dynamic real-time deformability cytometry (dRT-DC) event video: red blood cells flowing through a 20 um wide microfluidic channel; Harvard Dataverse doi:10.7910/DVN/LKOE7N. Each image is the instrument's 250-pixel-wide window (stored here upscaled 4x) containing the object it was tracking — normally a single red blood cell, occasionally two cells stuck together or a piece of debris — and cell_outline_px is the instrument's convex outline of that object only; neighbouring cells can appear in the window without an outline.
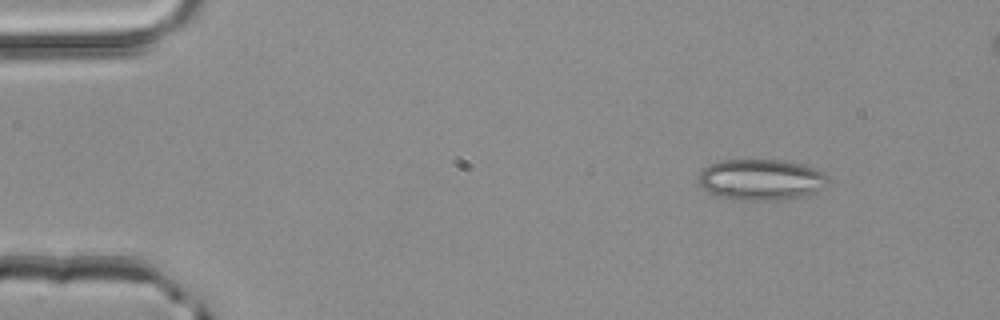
{"species": "common noctule bat (a hibernating species)", "species_latin": "Nyctalus noctula", "temperature_condition": "room temperature", "stored_images_in_passage": 4, "camera_frame_rate_fps": 3000, "um_per_image_px": 0.085, "animal": {"sex": "male", "body_mass_g": 20.4}, "frame": {"image": 1, "passage_image": 1, "time_ms": 0.0, "image_size_px": [1000, 320], "cell_outline_px": [[832, 180], [808, 196], [776, 200], [732, 200], [716, 196], [708, 192], [700, 184], [700, 172], [708, 164], [720, 160], [780, 160], [800, 164], [816, 168], [824, 172]], "centroid_in_image_um": [64.71, 15.28], "position_along_channel_um": 20.3, "area_um2": 31.21}}
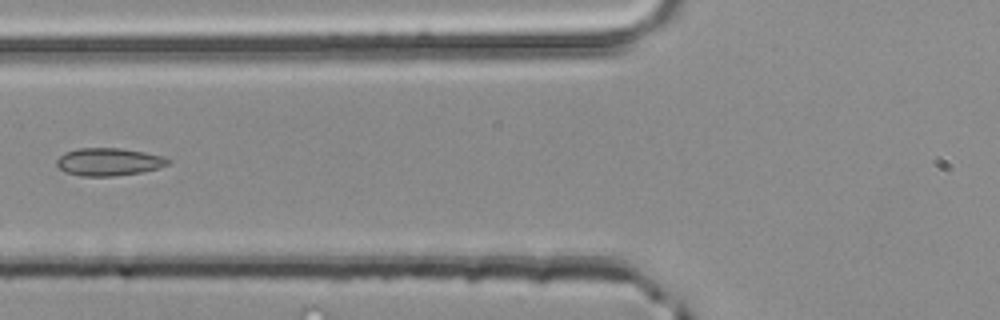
{"frame": {"image": 2, "passage_image": 4, "time_ms": 1.0, "image_size_px": [1000, 320], "cell_outline_px": [[172, 160], [168, 164], [160, 168], [140, 172], [116, 176], [80, 176], [64, 172], [56, 164], [56, 160], [64, 152], [76, 148], [120, 148], [144, 152], [164, 156]], "centroid_in_image_um": [9.24, 13.75], "position_along_channel_um": 116.6, "area_um2": 18.15}}